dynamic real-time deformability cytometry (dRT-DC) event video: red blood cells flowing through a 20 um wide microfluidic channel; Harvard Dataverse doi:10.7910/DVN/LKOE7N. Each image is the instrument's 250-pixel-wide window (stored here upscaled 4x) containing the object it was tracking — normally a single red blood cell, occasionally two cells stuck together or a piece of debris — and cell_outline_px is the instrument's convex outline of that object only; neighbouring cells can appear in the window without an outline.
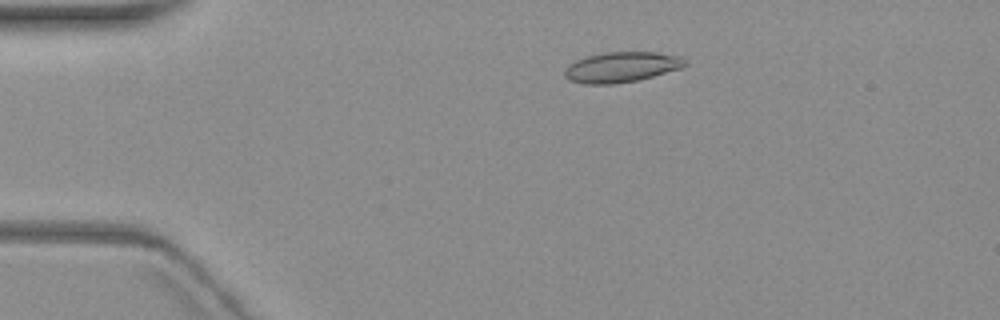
{"species": "common noctule bat (a hibernating species)", "species_latin": "Nyctalus noctula", "temperature_condition": "warm", "stored_images_in_passage": 7, "camera_frame_rate_fps": 3000, "um_per_image_px": 0.085, "animal": {"sex": "female", "body_mass_g": 19.3, "forearm_length_mm": 54.1}, "frame": {"image": 1, "passage_image": 4, "time_ms": 3.667, "image_size_px": [1000, 320], "cell_outline_px": [[688, 64], [680, 68], [640, 80], [612, 84], [584, 84], [568, 80], [564, 76], [564, 72], [576, 60], [588, 56], [604, 52], [656, 52], [680, 56], [688, 60]], "centroid_in_image_um": [52.87, 5.7], "position_along_channel_um": 32.1, "area_um2": 21.27}}
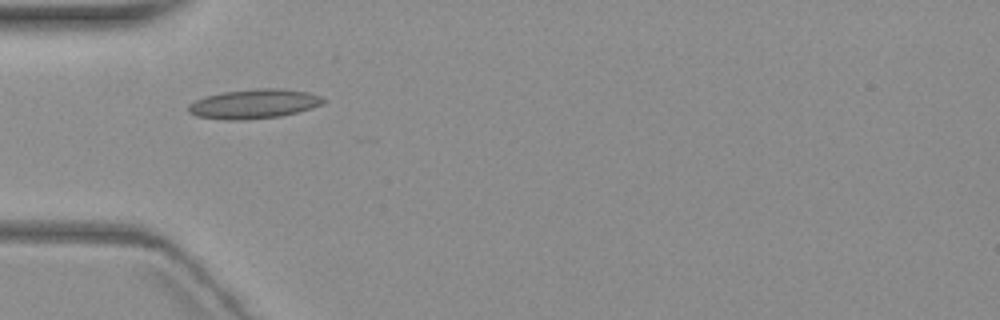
{"frame": {"image": 2, "passage_image": 6, "time_ms": 6.0, "image_size_px": [1000, 320], "cell_outline_px": [[328, 100], [324, 104], [312, 108], [280, 116], [244, 120], [224, 120], [196, 116], [188, 112], [188, 104], [196, 100], [208, 96], [224, 92], [256, 88], [280, 88], [308, 92], [320, 96]], "centroid_in_image_um": [21.62, 8.83], "position_along_channel_um": 63.4, "area_um2": 23.18}}
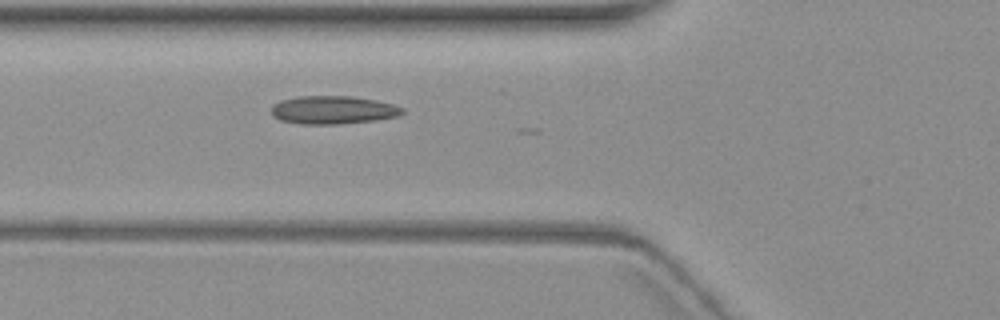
{"frame": {"image": 3, "passage_image": 7, "time_ms": 7.0, "image_size_px": [1000, 320], "cell_outline_px": [[404, 112], [396, 116], [376, 120], [340, 124], [300, 124], [280, 120], [272, 116], [272, 104], [280, 100], [296, 96], [352, 96], [376, 100], [392, 104], [404, 108]], "centroid_in_image_um": [28.27, 9.34], "position_along_channel_um": 97.5, "area_um2": 21.62}}